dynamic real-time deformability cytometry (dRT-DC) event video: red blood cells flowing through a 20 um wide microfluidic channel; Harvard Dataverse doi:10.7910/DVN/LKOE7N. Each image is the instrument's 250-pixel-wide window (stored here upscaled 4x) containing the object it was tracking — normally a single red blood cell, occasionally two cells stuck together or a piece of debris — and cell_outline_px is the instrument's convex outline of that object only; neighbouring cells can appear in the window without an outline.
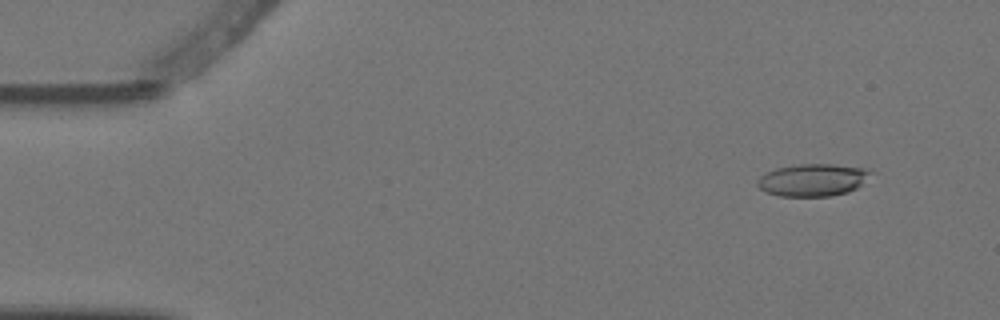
{"species": "Egyptian fruit bat (a non-hibernating species)", "species_latin": "Rousettus aegyptiacus", "temperature_condition": "warm", "stored_images_in_passage": 5, "camera_frame_rate_fps": 3000, "um_per_image_px": 0.085, "animal": {"sex": "female"}, "frame": {"image": 1, "passage_image": 2, "time_ms": 0.333, "image_size_px": [1000, 320], "cell_outline_px": [[876, 172], [856, 188], [848, 192], [832, 196], [780, 196], [768, 192], [760, 188], [756, 184], [756, 180], [760, 176], [776, 168], [796, 164], [832, 164], [872, 168]], "centroid_in_image_um": [69.16, 15.28], "position_along_channel_um": 15.8, "area_um2": 21.68}}
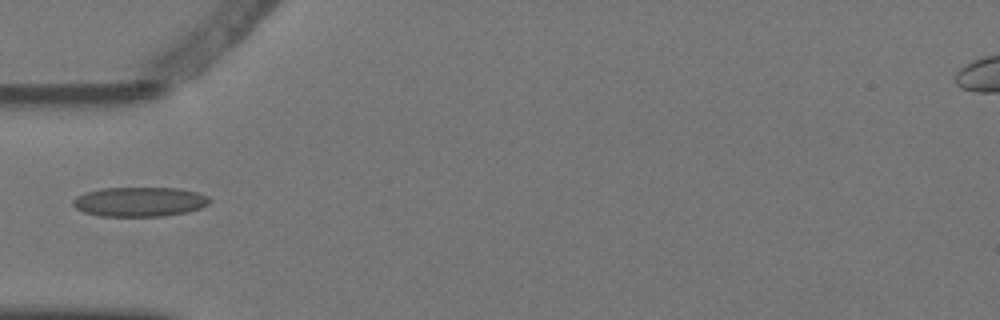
{"frame": {"image": 2, "passage_image": 5, "time_ms": 1.333, "image_size_px": [1000, 320], "cell_outline_px": [[212, 200], [208, 204], [200, 208], [188, 212], [164, 216], [100, 216], [84, 212], [76, 208], [72, 204], [72, 200], [76, 196], [84, 192], [104, 188], [180, 188], [196, 192], [208, 196]], "centroid_in_image_um": [11.87, 17.15], "position_along_channel_um": 73.1, "area_um2": 23.64}}